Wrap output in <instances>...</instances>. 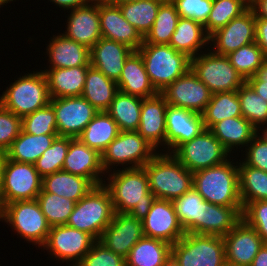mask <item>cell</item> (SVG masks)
Instances as JSON below:
<instances>
[{
  "instance_id": "obj_1",
  "label": "cell",
  "mask_w": 267,
  "mask_h": 266,
  "mask_svg": "<svg viewBox=\"0 0 267 266\" xmlns=\"http://www.w3.org/2000/svg\"><path fill=\"white\" fill-rule=\"evenodd\" d=\"M103 185L108 189L115 213H128L143 220L156 199L149 189L144 167L121 169L106 174Z\"/></svg>"
},
{
  "instance_id": "obj_2",
  "label": "cell",
  "mask_w": 267,
  "mask_h": 266,
  "mask_svg": "<svg viewBox=\"0 0 267 266\" xmlns=\"http://www.w3.org/2000/svg\"><path fill=\"white\" fill-rule=\"evenodd\" d=\"M237 158L239 156L233 155L220 165L193 172L192 187L205 201L222 206H243Z\"/></svg>"
},
{
  "instance_id": "obj_3",
  "label": "cell",
  "mask_w": 267,
  "mask_h": 266,
  "mask_svg": "<svg viewBox=\"0 0 267 266\" xmlns=\"http://www.w3.org/2000/svg\"><path fill=\"white\" fill-rule=\"evenodd\" d=\"M143 167L148 175L149 189L156 199L173 201L193 186V172L173 154L158 152Z\"/></svg>"
},
{
  "instance_id": "obj_4",
  "label": "cell",
  "mask_w": 267,
  "mask_h": 266,
  "mask_svg": "<svg viewBox=\"0 0 267 266\" xmlns=\"http://www.w3.org/2000/svg\"><path fill=\"white\" fill-rule=\"evenodd\" d=\"M39 70L15 77L0 94V105L21 118L46 106L50 102L47 80Z\"/></svg>"
},
{
  "instance_id": "obj_5",
  "label": "cell",
  "mask_w": 267,
  "mask_h": 266,
  "mask_svg": "<svg viewBox=\"0 0 267 266\" xmlns=\"http://www.w3.org/2000/svg\"><path fill=\"white\" fill-rule=\"evenodd\" d=\"M111 195L103 185L94 186L75 203L66 225L90 234L98 241L114 216Z\"/></svg>"
},
{
  "instance_id": "obj_6",
  "label": "cell",
  "mask_w": 267,
  "mask_h": 266,
  "mask_svg": "<svg viewBox=\"0 0 267 266\" xmlns=\"http://www.w3.org/2000/svg\"><path fill=\"white\" fill-rule=\"evenodd\" d=\"M137 51L143 58L146 72L158 93L190 69L191 58L169 44L142 43Z\"/></svg>"
},
{
  "instance_id": "obj_7",
  "label": "cell",
  "mask_w": 267,
  "mask_h": 266,
  "mask_svg": "<svg viewBox=\"0 0 267 266\" xmlns=\"http://www.w3.org/2000/svg\"><path fill=\"white\" fill-rule=\"evenodd\" d=\"M10 226V229L27 243L40 250L50 232L40 205L36 199L19 200L5 204L0 209V221Z\"/></svg>"
},
{
  "instance_id": "obj_8",
  "label": "cell",
  "mask_w": 267,
  "mask_h": 266,
  "mask_svg": "<svg viewBox=\"0 0 267 266\" xmlns=\"http://www.w3.org/2000/svg\"><path fill=\"white\" fill-rule=\"evenodd\" d=\"M158 151L137 131H120L101 154V164L107 174L122 169L143 167Z\"/></svg>"
},
{
  "instance_id": "obj_9",
  "label": "cell",
  "mask_w": 267,
  "mask_h": 266,
  "mask_svg": "<svg viewBox=\"0 0 267 266\" xmlns=\"http://www.w3.org/2000/svg\"><path fill=\"white\" fill-rule=\"evenodd\" d=\"M171 253L180 266H226L224 238L214 235L185 233Z\"/></svg>"
},
{
  "instance_id": "obj_10",
  "label": "cell",
  "mask_w": 267,
  "mask_h": 266,
  "mask_svg": "<svg viewBox=\"0 0 267 266\" xmlns=\"http://www.w3.org/2000/svg\"><path fill=\"white\" fill-rule=\"evenodd\" d=\"M190 69L212 93L237 91L246 82L227 56L210 48L190 59Z\"/></svg>"
},
{
  "instance_id": "obj_11",
  "label": "cell",
  "mask_w": 267,
  "mask_h": 266,
  "mask_svg": "<svg viewBox=\"0 0 267 266\" xmlns=\"http://www.w3.org/2000/svg\"><path fill=\"white\" fill-rule=\"evenodd\" d=\"M42 182L43 178L34 164L6 158L1 179L0 209L14 201L37 199L42 190Z\"/></svg>"
},
{
  "instance_id": "obj_12",
  "label": "cell",
  "mask_w": 267,
  "mask_h": 266,
  "mask_svg": "<svg viewBox=\"0 0 267 266\" xmlns=\"http://www.w3.org/2000/svg\"><path fill=\"white\" fill-rule=\"evenodd\" d=\"M95 242L90 234L65 224L51 227L40 249L46 250L50 259L65 262L66 266H77Z\"/></svg>"
},
{
  "instance_id": "obj_13",
  "label": "cell",
  "mask_w": 267,
  "mask_h": 266,
  "mask_svg": "<svg viewBox=\"0 0 267 266\" xmlns=\"http://www.w3.org/2000/svg\"><path fill=\"white\" fill-rule=\"evenodd\" d=\"M172 154L191 172L220 165L231 157L209 129L181 144Z\"/></svg>"
},
{
  "instance_id": "obj_14",
  "label": "cell",
  "mask_w": 267,
  "mask_h": 266,
  "mask_svg": "<svg viewBox=\"0 0 267 266\" xmlns=\"http://www.w3.org/2000/svg\"><path fill=\"white\" fill-rule=\"evenodd\" d=\"M58 136L77 138L99 112L84 97L50 98Z\"/></svg>"
},
{
  "instance_id": "obj_15",
  "label": "cell",
  "mask_w": 267,
  "mask_h": 266,
  "mask_svg": "<svg viewBox=\"0 0 267 266\" xmlns=\"http://www.w3.org/2000/svg\"><path fill=\"white\" fill-rule=\"evenodd\" d=\"M161 94L165 97L168 105L202 114L213 93L189 69L165 88Z\"/></svg>"
},
{
  "instance_id": "obj_16",
  "label": "cell",
  "mask_w": 267,
  "mask_h": 266,
  "mask_svg": "<svg viewBox=\"0 0 267 266\" xmlns=\"http://www.w3.org/2000/svg\"><path fill=\"white\" fill-rule=\"evenodd\" d=\"M253 42H255V14L250 7L209 36L210 50L225 56Z\"/></svg>"
},
{
  "instance_id": "obj_17",
  "label": "cell",
  "mask_w": 267,
  "mask_h": 266,
  "mask_svg": "<svg viewBox=\"0 0 267 266\" xmlns=\"http://www.w3.org/2000/svg\"><path fill=\"white\" fill-rule=\"evenodd\" d=\"M65 37L91 49L102 37L99 18V0L67 11ZM67 24V25H66Z\"/></svg>"
},
{
  "instance_id": "obj_18",
  "label": "cell",
  "mask_w": 267,
  "mask_h": 266,
  "mask_svg": "<svg viewBox=\"0 0 267 266\" xmlns=\"http://www.w3.org/2000/svg\"><path fill=\"white\" fill-rule=\"evenodd\" d=\"M226 265L251 266L265 244L256 230L241 219L224 237Z\"/></svg>"
},
{
  "instance_id": "obj_19",
  "label": "cell",
  "mask_w": 267,
  "mask_h": 266,
  "mask_svg": "<svg viewBox=\"0 0 267 266\" xmlns=\"http://www.w3.org/2000/svg\"><path fill=\"white\" fill-rule=\"evenodd\" d=\"M144 235L175 244L185 235L172 201L155 199L147 216L142 220Z\"/></svg>"
},
{
  "instance_id": "obj_20",
  "label": "cell",
  "mask_w": 267,
  "mask_h": 266,
  "mask_svg": "<svg viewBox=\"0 0 267 266\" xmlns=\"http://www.w3.org/2000/svg\"><path fill=\"white\" fill-rule=\"evenodd\" d=\"M143 222L128 213H114L100 239L105 247L126 258L135 244L144 237Z\"/></svg>"
},
{
  "instance_id": "obj_21",
  "label": "cell",
  "mask_w": 267,
  "mask_h": 266,
  "mask_svg": "<svg viewBox=\"0 0 267 266\" xmlns=\"http://www.w3.org/2000/svg\"><path fill=\"white\" fill-rule=\"evenodd\" d=\"M167 106L161 93L142 99L140 125L137 130L158 152L165 153Z\"/></svg>"
},
{
  "instance_id": "obj_22",
  "label": "cell",
  "mask_w": 267,
  "mask_h": 266,
  "mask_svg": "<svg viewBox=\"0 0 267 266\" xmlns=\"http://www.w3.org/2000/svg\"><path fill=\"white\" fill-rule=\"evenodd\" d=\"M205 129L201 114L168 105L166 109V153L172 154L181 144Z\"/></svg>"
},
{
  "instance_id": "obj_23",
  "label": "cell",
  "mask_w": 267,
  "mask_h": 266,
  "mask_svg": "<svg viewBox=\"0 0 267 266\" xmlns=\"http://www.w3.org/2000/svg\"><path fill=\"white\" fill-rule=\"evenodd\" d=\"M62 170L87 178L95 186L103 184L106 176L101 164V154L78 138L72 137Z\"/></svg>"
},
{
  "instance_id": "obj_24",
  "label": "cell",
  "mask_w": 267,
  "mask_h": 266,
  "mask_svg": "<svg viewBox=\"0 0 267 266\" xmlns=\"http://www.w3.org/2000/svg\"><path fill=\"white\" fill-rule=\"evenodd\" d=\"M99 18L102 38L125 44L134 51L142 45L143 37L123 17L118 5L99 0Z\"/></svg>"
},
{
  "instance_id": "obj_25",
  "label": "cell",
  "mask_w": 267,
  "mask_h": 266,
  "mask_svg": "<svg viewBox=\"0 0 267 266\" xmlns=\"http://www.w3.org/2000/svg\"><path fill=\"white\" fill-rule=\"evenodd\" d=\"M60 31L50 36L44 55L49 65L45 69L90 66V49L65 37Z\"/></svg>"
},
{
  "instance_id": "obj_26",
  "label": "cell",
  "mask_w": 267,
  "mask_h": 266,
  "mask_svg": "<svg viewBox=\"0 0 267 266\" xmlns=\"http://www.w3.org/2000/svg\"><path fill=\"white\" fill-rule=\"evenodd\" d=\"M133 51L125 44L101 37L90 49V65L117 82L126 59Z\"/></svg>"
},
{
  "instance_id": "obj_27",
  "label": "cell",
  "mask_w": 267,
  "mask_h": 266,
  "mask_svg": "<svg viewBox=\"0 0 267 266\" xmlns=\"http://www.w3.org/2000/svg\"><path fill=\"white\" fill-rule=\"evenodd\" d=\"M116 83L119 91L142 99L158 94L149 79L143 58L138 51H133L126 59L121 76Z\"/></svg>"
},
{
  "instance_id": "obj_28",
  "label": "cell",
  "mask_w": 267,
  "mask_h": 266,
  "mask_svg": "<svg viewBox=\"0 0 267 266\" xmlns=\"http://www.w3.org/2000/svg\"><path fill=\"white\" fill-rule=\"evenodd\" d=\"M209 130L231 156H233V153L239 156L240 150L242 153L244 147L246 148L248 143L259 132L243 116L226 118L215 123Z\"/></svg>"
},
{
  "instance_id": "obj_29",
  "label": "cell",
  "mask_w": 267,
  "mask_h": 266,
  "mask_svg": "<svg viewBox=\"0 0 267 266\" xmlns=\"http://www.w3.org/2000/svg\"><path fill=\"white\" fill-rule=\"evenodd\" d=\"M89 66L42 70L50 98L81 96Z\"/></svg>"
},
{
  "instance_id": "obj_30",
  "label": "cell",
  "mask_w": 267,
  "mask_h": 266,
  "mask_svg": "<svg viewBox=\"0 0 267 266\" xmlns=\"http://www.w3.org/2000/svg\"><path fill=\"white\" fill-rule=\"evenodd\" d=\"M169 45L193 58L209 49V35L201 23L180 17Z\"/></svg>"
},
{
  "instance_id": "obj_31",
  "label": "cell",
  "mask_w": 267,
  "mask_h": 266,
  "mask_svg": "<svg viewBox=\"0 0 267 266\" xmlns=\"http://www.w3.org/2000/svg\"><path fill=\"white\" fill-rule=\"evenodd\" d=\"M243 206H222L206 201L202 214V234L224 237L242 219Z\"/></svg>"
},
{
  "instance_id": "obj_32",
  "label": "cell",
  "mask_w": 267,
  "mask_h": 266,
  "mask_svg": "<svg viewBox=\"0 0 267 266\" xmlns=\"http://www.w3.org/2000/svg\"><path fill=\"white\" fill-rule=\"evenodd\" d=\"M118 91L115 81L109 79L104 73L93 66L90 65L88 67L81 96L94 108L99 112L107 111Z\"/></svg>"
},
{
  "instance_id": "obj_33",
  "label": "cell",
  "mask_w": 267,
  "mask_h": 266,
  "mask_svg": "<svg viewBox=\"0 0 267 266\" xmlns=\"http://www.w3.org/2000/svg\"><path fill=\"white\" fill-rule=\"evenodd\" d=\"M58 137V134L32 135L21 130L6 153V158L20 163L34 164Z\"/></svg>"
},
{
  "instance_id": "obj_34",
  "label": "cell",
  "mask_w": 267,
  "mask_h": 266,
  "mask_svg": "<svg viewBox=\"0 0 267 266\" xmlns=\"http://www.w3.org/2000/svg\"><path fill=\"white\" fill-rule=\"evenodd\" d=\"M95 185L87 178L60 170L43 178L42 189L75 201L81 200Z\"/></svg>"
},
{
  "instance_id": "obj_35",
  "label": "cell",
  "mask_w": 267,
  "mask_h": 266,
  "mask_svg": "<svg viewBox=\"0 0 267 266\" xmlns=\"http://www.w3.org/2000/svg\"><path fill=\"white\" fill-rule=\"evenodd\" d=\"M117 123L106 111L98 112L77 137L82 143L102 154L118 136Z\"/></svg>"
},
{
  "instance_id": "obj_36",
  "label": "cell",
  "mask_w": 267,
  "mask_h": 266,
  "mask_svg": "<svg viewBox=\"0 0 267 266\" xmlns=\"http://www.w3.org/2000/svg\"><path fill=\"white\" fill-rule=\"evenodd\" d=\"M172 203L185 233L202 234V214L206 210L203 197L192 187Z\"/></svg>"
},
{
  "instance_id": "obj_37",
  "label": "cell",
  "mask_w": 267,
  "mask_h": 266,
  "mask_svg": "<svg viewBox=\"0 0 267 266\" xmlns=\"http://www.w3.org/2000/svg\"><path fill=\"white\" fill-rule=\"evenodd\" d=\"M172 245L156 238L142 237L125 258L126 266H164Z\"/></svg>"
},
{
  "instance_id": "obj_38",
  "label": "cell",
  "mask_w": 267,
  "mask_h": 266,
  "mask_svg": "<svg viewBox=\"0 0 267 266\" xmlns=\"http://www.w3.org/2000/svg\"><path fill=\"white\" fill-rule=\"evenodd\" d=\"M142 98L118 91L106 111L120 131H137L140 125Z\"/></svg>"
},
{
  "instance_id": "obj_39",
  "label": "cell",
  "mask_w": 267,
  "mask_h": 266,
  "mask_svg": "<svg viewBox=\"0 0 267 266\" xmlns=\"http://www.w3.org/2000/svg\"><path fill=\"white\" fill-rule=\"evenodd\" d=\"M205 129L226 118L241 117L240 100L237 91L213 93L211 100L201 114Z\"/></svg>"
},
{
  "instance_id": "obj_40",
  "label": "cell",
  "mask_w": 267,
  "mask_h": 266,
  "mask_svg": "<svg viewBox=\"0 0 267 266\" xmlns=\"http://www.w3.org/2000/svg\"><path fill=\"white\" fill-rule=\"evenodd\" d=\"M239 195L243 207L249 202L267 200V172L238 161Z\"/></svg>"
},
{
  "instance_id": "obj_41",
  "label": "cell",
  "mask_w": 267,
  "mask_h": 266,
  "mask_svg": "<svg viewBox=\"0 0 267 266\" xmlns=\"http://www.w3.org/2000/svg\"><path fill=\"white\" fill-rule=\"evenodd\" d=\"M165 0H137L119 4L123 17L144 38L151 30L160 5Z\"/></svg>"
},
{
  "instance_id": "obj_42",
  "label": "cell",
  "mask_w": 267,
  "mask_h": 266,
  "mask_svg": "<svg viewBox=\"0 0 267 266\" xmlns=\"http://www.w3.org/2000/svg\"><path fill=\"white\" fill-rule=\"evenodd\" d=\"M180 16L171 0H165L159 7L151 30L143 38V43L169 44Z\"/></svg>"
},
{
  "instance_id": "obj_43",
  "label": "cell",
  "mask_w": 267,
  "mask_h": 266,
  "mask_svg": "<svg viewBox=\"0 0 267 266\" xmlns=\"http://www.w3.org/2000/svg\"><path fill=\"white\" fill-rule=\"evenodd\" d=\"M242 116L258 131L267 124V101L245 82L238 90Z\"/></svg>"
},
{
  "instance_id": "obj_44",
  "label": "cell",
  "mask_w": 267,
  "mask_h": 266,
  "mask_svg": "<svg viewBox=\"0 0 267 266\" xmlns=\"http://www.w3.org/2000/svg\"><path fill=\"white\" fill-rule=\"evenodd\" d=\"M50 227L65 225L73 212L75 201L43 189L36 199Z\"/></svg>"
},
{
  "instance_id": "obj_45",
  "label": "cell",
  "mask_w": 267,
  "mask_h": 266,
  "mask_svg": "<svg viewBox=\"0 0 267 266\" xmlns=\"http://www.w3.org/2000/svg\"><path fill=\"white\" fill-rule=\"evenodd\" d=\"M248 8L249 3L245 0H213L212 10L204 24L206 33L210 36Z\"/></svg>"
},
{
  "instance_id": "obj_46",
  "label": "cell",
  "mask_w": 267,
  "mask_h": 266,
  "mask_svg": "<svg viewBox=\"0 0 267 266\" xmlns=\"http://www.w3.org/2000/svg\"><path fill=\"white\" fill-rule=\"evenodd\" d=\"M231 65L239 72L245 81L253 77L258 68L267 59L256 42L242 46L227 55Z\"/></svg>"
},
{
  "instance_id": "obj_47",
  "label": "cell",
  "mask_w": 267,
  "mask_h": 266,
  "mask_svg": "<svg viewBox=\"0 0 267 266\" xmlns=\"http://www.w3.org/2000/svg\"><path fill=\"white\" fill-rule=\"evenodd\" d=\"M70 137L58 136L34 163L42 178L62 170L68 152Z\"/></svg>"
},
{
  "instance_id": "obj_48",
  "label": "cell",
  "mask_w": 267,
  "mask_h": 266,
  "mask_svg": "<svg viewBox=\"0 0 267 266\" xmlns=\"http://www.w3.org/2000/svg\"><path fill=\"white\" fill-rule=\"evenodd\" d=\"M21 129L32 135L58 134L55 111L50 103L21 118Z\"/></svg>"
},
{
  "instance_id": "obj_49",
  "label": "cell",
  "mask_w": 267,
  "mask_h": 266,
  "mask_svg": "<svg viewBox=\"0 0 267 266\" xmlns=\"http://www.w3.org/2000/svg\"><path fill=\"white\" fill-rule=\"evenodd\" d=\"M77 266H126V261L123 256L96 241Z\"/></svg>"
},
{
  "instance_id": "obj_50",
  "label": "cell",
  "mask_w": 267,
  "mask_h": 266,
  "mask_svg": "<svg viewBox=\"0 0 267 266\" xmlns=\"http://www.w3.org/2000/svg\"><path fill=\"white\" fill-rule=\"evenodd\" d=\"M242 219L267 243V200L249 202L243 207Z\"/></svg>"
},
{
  "instance_id": "obj_51",
  "label": "cell",
  "mask_w": 267,
  "mask_h": 266,
  "mask_svg": "<svg viewBox=\"0 0 267 266\" xmlns=\"http://www.w3.org/2000/svg\"><path fill=\"white\" fill-rule=\"evenodd\" d=\"M178 15L204 25L212 10L213 0H171Z\"/></svg>"
},
{
  "instance_id": "obj_52",
  "label": "cell",
  "mask_w": 267,
  "mask_h": 266,
  "mask_svg": "<svg viewBox=\"0 0 267 266\" xmlns=\"http://www.w3.org/2000/svg\"><path fill=\"white\" fill-rule=\"evenodd\" d=\"M240 157L247 166L267 172V139L258 132L244 148Z\"/></svg>"
},
{
  "instance_id": "obj_53",
  "label": "cell",
  "mask_w": 267,
  "mask_h": 266,
  "mask_svg": "<svg viewBox=\"0 0 267 266\" xmlns=\"http://www.w3.org/2000/svg\"><path fill=\"white\" fill-rule=\"evenodd\" d=\"M21 130V117L0 105V150L6 152Z\"/></svg>"
},
{
  "instance_id": "obj_54",
  "label": "cell",
  "mask_w": 267,
  "mask_h": 266,
  "mask_svg": "<svg viewBox=\"0 0 267 266\" xmlns=\"http://www.w3.org/2000/svg\"><path fill=\"white\" fill-rule=\"evenodd\" d=\"M255 92L267 101V59L258 68L256 74L246 81Z\"/></svg>"
},
{
  "instance_id": "obj_55",
  "label": "cell",
  "mask_w": 267,
  "mask_h": 266,
  "mask_svg": "<svg viewBox=\"0 0 267 266\" xmlns=\"http://www.w3.org/2000/svg\"><path fill=\"white\" fill-rule=\"evenodd\" d=\"M255 42L267 57V19L255 17Z\"/></svg>"
},
{
  "instance_id": "obj_56",
  "label": "cell",
  "mask_w": 267,
  "mask_h": 266,
  "mask_svg": "<svg viewBox=\"0 0 267 266\" xmlns=\"http://www.w3.org/2000/svg\"><path fill=\"white\" fill-rule=\"evenodd\" d=\"M48 1H50V3L52 2V4L57 6L56 8L58 7L61 8L60 11L64 10L65 12L86 5L91 0H48Z\"/></svg>"
},
{
  "instance_id": "obj_57",
  "label": "cell",
  "mask_w": 267,
  "mask_h": 266,
  "mask_svg": "<svg viewBox=\"0 0 267 266\" xmlns=\"http://www.w3.org/2000/svg\"><path fill=\"white\" fill-rule=\"evenodd\" d=\"M249 7L253 10L256 18L267 19V0H253Z\"/></svg>"
},
{
  "instance_id": "obj_58",
  "label": "cell",
  "mask_w": 267,
  "mask_h": 266,
  "mask_svg": "<svg viewBox=\"0 0 267 266\" xmlns=\"http://www.w3.org/2000/svg\"><path fill=\"white\" fill-rule=\"evenodd\" d=\"M251 266H267V243L258 251Z\"/></svg>"
},
{
  "instance_id": "obj_59",
  "label": "cell",
  "mask_w": 267,
  "mask_h": 266,
  "mask_svg": "<svg viewBox=\"0 0 267 266\" xmlns=\"http://www.w3.org/2000/svg\"><path fill=\"white\" fill-rule=\"evenodd\" d=\"M164 266H180L179 261L176 259V257L171 253L166 259Z\"/></svg>"
},
{
  "instance_id": "obj_60",
  "label": "cell",
  "mask_w": 267,
  "mask_h": 266,
  "mask_svg": "<svg viewBox=\"0 0 267 266\" xmlns=\"http://www.w3.org/2000/svg\"><path fill=\"white\" fill-rule=\"evenodd\" d=\"M5 160H6V153L0 150V188H1V179H2V172Z\"/></svg>"
},
{
  "instance_id": "obj_61",
  "label": "cell",
  "mask_w": 267,
  "mask_h": 266,
  "mask_svg": "<svg viewBox=\"0 0 267 266\" xmlns=\"http://www.w3.org/2000/svg\"><path fill=\"white\" fill-rule=\"evenodd\" d=\"M103 1L111 3V4L119 5L122 3L132 2V1H137V0H103Z\"/></svg>"
},
{
  "instance_id": "obj_62",
  "label": "cell",
  "mask_w": 267,
  "mask_h": 266,
  "mask_svg": "<svg viewBox=\"0 0 267 266\" xmlns=\"http://www.w3.org/2000/svg\"><path fill=\"white\" fill-rule=\"evenodd\" d=\"M259 133L267 139V124L261 130H259Z\"/></svg>"
},
{
  "instance_id": "obj_63",
  "label": "cell",
  "mask_w": 267,
  "mask_h": 266,
  "mask_svg": "<svg viewBox=\"0 0 267 266\" xmlns=\"http://www.w3.org/2000/svg\"><path fill=\"white\" fill-rule=\"evenodd\" d=\"M10 2L8 0H0V8H2L3 6H7V4H9Z\"/></svg>"
},
{
  "instance_id": "obj_64",
  "label": "cell",
  "mask_w": 267,
  "mask_h": 266,
  "mask_svg": "<svg viewBox=\"0 0 267 266\" xmlns=\"http://www.w3.org/2000/svg\"><path fill=\"white\" fill-rule=\"evenodd\" d=\"M245 1H247L250 4L253 0H245Z\"/></svg>"
},
{
  "instance_id": "obj_65",
  "label": "cell",
  "mask_w": 267,
  "mask_h": 266,
  "mask_svg": "<svg viewBox=\"0 0 267 266\" xmlns=\"http://www.w3.org/2000/svg\"><path fill=\"white\" fill-rule=\"evenodd\" d=\"M8 1H9L10 3H11V2H16V0H8Z\"/></svg>"
}]
</instances>
